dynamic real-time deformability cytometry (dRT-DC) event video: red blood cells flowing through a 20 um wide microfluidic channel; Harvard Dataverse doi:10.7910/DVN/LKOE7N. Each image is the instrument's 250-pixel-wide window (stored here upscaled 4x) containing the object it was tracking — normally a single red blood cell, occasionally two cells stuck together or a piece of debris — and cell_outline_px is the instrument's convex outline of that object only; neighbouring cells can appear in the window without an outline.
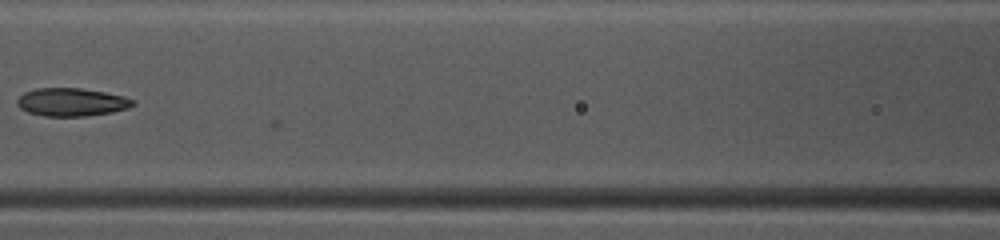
{"species": "common noctule bat (a hibernating species)", "species_latin": "Nyctalus noctula", "temperature_condition": "warm", "stored_images_in_passage": 16, "camera_frame_rate_fps": 3000, "um_per_image_px": 0.085, "animal": {"sex": "female", "body_mass_g": 10.0, "forearm_length_mm": 53.1}, "frame": {"image": 1, "passage_image": 15, "time_ms": 4.667, "image_size_px": [1000, 240], "cell_outline_px": [[136, 104], [128, 108], [112, 112], [84, 116], [44, 116], [28, 112], [20, 108], [16, 104], [16, 100], [24, 92], [36, 88], [80, 88], [104, 92], [124, 96], [132, 100]], "centroid_in_image_um": [6.06, 8.68], "position_along_channel_um": 160.5, "area_um2": 18.9}}